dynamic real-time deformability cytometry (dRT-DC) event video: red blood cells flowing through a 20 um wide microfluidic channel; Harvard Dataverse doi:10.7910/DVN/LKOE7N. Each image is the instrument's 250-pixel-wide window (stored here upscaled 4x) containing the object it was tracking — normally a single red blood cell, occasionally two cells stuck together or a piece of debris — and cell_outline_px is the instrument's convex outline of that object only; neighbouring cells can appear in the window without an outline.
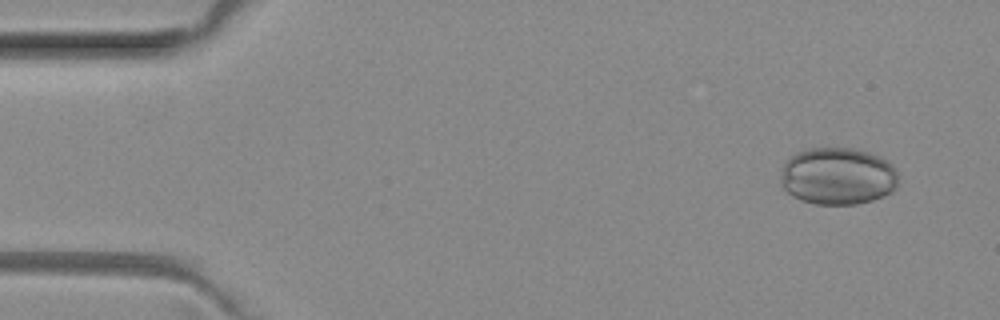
{"species": "common noctule bat (a hibernating species)", "species_latin": "Nyctalus noctula", "temperature_condition": "room temperature", "stored_images_in_passage": 4, "camera_frame_rate_fps": 3000, "um_per_image_px": 0.085, "animal": {"sex": "female", "body_mass_g": 29.2, "forearm_length_mm": 56.3}, "frame": {"image": 1, "passage_image": 1, "time_ms": 0.0, "image_size_px": [1000, 320], "cell_outline_px": [[896, 188], [892, 192], [884, 196], [872, 200], [856, 204], [816, 204], [800, 200], [792, 196], [780, 184], [780, 180], [784, 164], [792, 156], [800, 152], [812, 148], [852, 148], [868, 152], [888, 160], [892, 164], [896, 172]], "centroid_in_image_um": [71.22, 14.98], "position_along_channel_um": 13.8, "area_um2": 39.13}}